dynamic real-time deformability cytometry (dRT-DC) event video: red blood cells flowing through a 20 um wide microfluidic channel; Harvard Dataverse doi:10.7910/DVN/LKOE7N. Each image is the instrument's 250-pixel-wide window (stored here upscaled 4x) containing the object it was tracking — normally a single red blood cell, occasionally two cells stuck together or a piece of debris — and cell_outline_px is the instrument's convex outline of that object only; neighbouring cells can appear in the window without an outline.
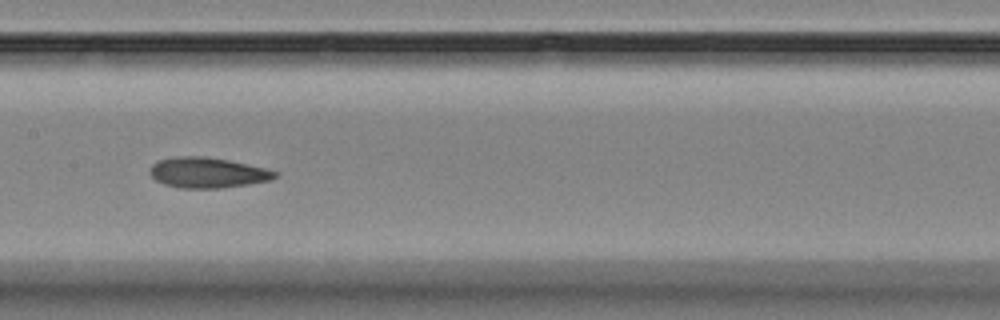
{"species": "Egyptian fruit bat (a non-hibernating species)", "species_latin": "Rousettus aegyptiacus", "temperature_condition": "room temperature", "stored_images_in_passage": 6, "camera_frame_rate_fps": 3000, "um_per_image_px": 0.085, "animal": {"sex": "female"}, "frame": {"image": 1, "passage_image": 4, "time_ms": 3.667, "image_size_px": [1000, 320], "cell_outline_px": [[280, 176], [272, 180], [248, 184], [220, 188], [180, 188], [164, 184], [156, 180], [148, 172], [152, 164], [156, 160], [176, 156], [204, 156], [228, 160], [268, 168], [280, 172]], "centroid_in_image_um": [17.67, 14.67], "position_along_channel_um": 189.7, "area_um2": 22.54}}
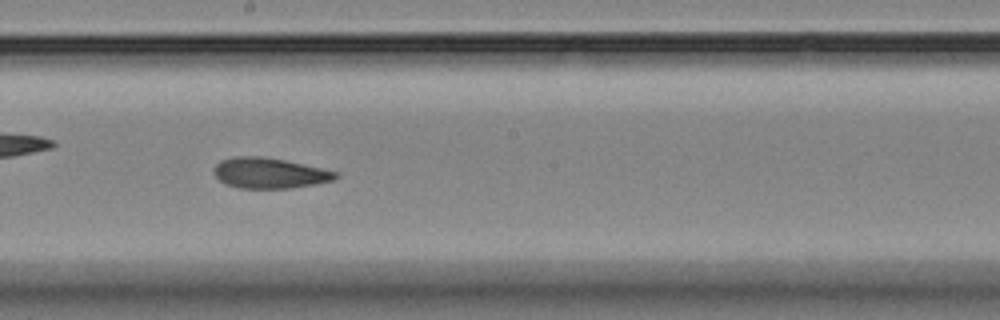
{"frame": {"image": 2, "passage_image": 5, "time_ms": 4.667, "image_size_px": [1000, 320], "cell_outline_px": [[340, 176], [332, 180], [316, 184], [292, 188], [240, 188], [224, 184], [212, 172], [212, 168], [220, 160], [232, 156], [260, 156], [284, 160], [340, 172]], "centroid_in_image_um": [22.88, 14.71], "position_along_channel_um": 225.3, "area_um2": 21.85}}